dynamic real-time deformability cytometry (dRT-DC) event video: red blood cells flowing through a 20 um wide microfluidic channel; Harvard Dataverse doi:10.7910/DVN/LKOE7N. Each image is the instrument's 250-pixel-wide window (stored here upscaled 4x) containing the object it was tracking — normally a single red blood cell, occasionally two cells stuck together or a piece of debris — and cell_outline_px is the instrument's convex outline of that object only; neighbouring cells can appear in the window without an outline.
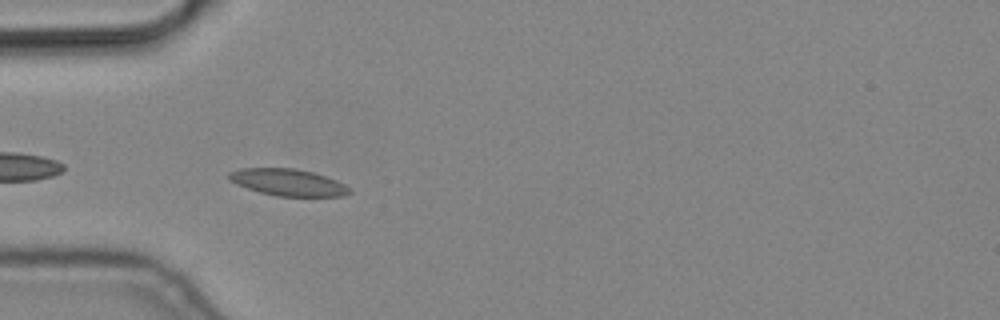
{"species": "common noctule bat (a hibernating species)", "species_latin": "Nyctalus noctula", "temperature_condition": "cold", "stored_images_in_passage": 8, "segment_of_instrument_passage": [2, 2], "camera_frame_rate_fps": 3000, "um_per_image_px": 0.085, "animal": {"sex": "male", "body_mass_g": 19.2, "forearm_length_mm": 51.8}, "frame": {"image": 1, "passage_image": 6, "time_ms": 1.667, "image_size_px": [1000, 320], "cell_outline_px": [[352, 192], [344, 196], [276, 196], [260, 192], [236, 184], [228, 180], [228, 172], [240, 168], [292, 168], [312, 172], [336, 180], [352, 188]], "centroid_in_image_um": [24.48, 15.5], "position_along_channel_um": 60.5, "area_um2": 18.84}}
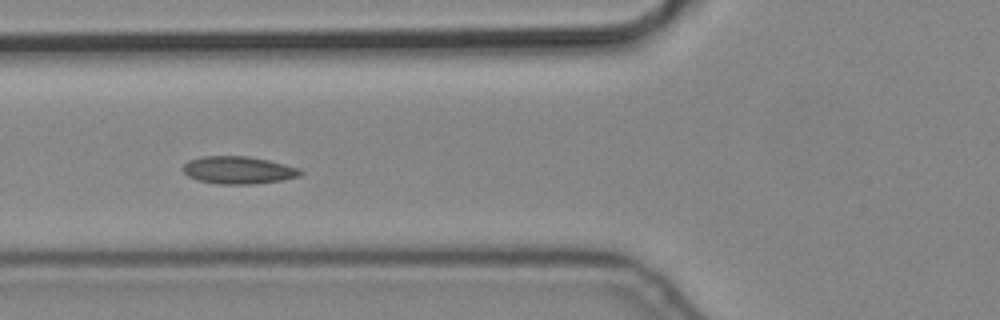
{"frame": {"image": 2, "passage_image": 7, "time_ms": 2.0, "image_size_px": [1000, 320], "cell_outline_px": [[304, 172], [300, 176], [284, 180], [252, 184], [220, 184], [196, 180], [188, 176], [184, 172], [184, 164], [188, 160], [204, 156], [248, 156], [268, 160], [300, 168]], "centroid_in_image_um": [20.29, 14.46], "position_along_channel_um": 105.5, "area_um2": 18.9}}
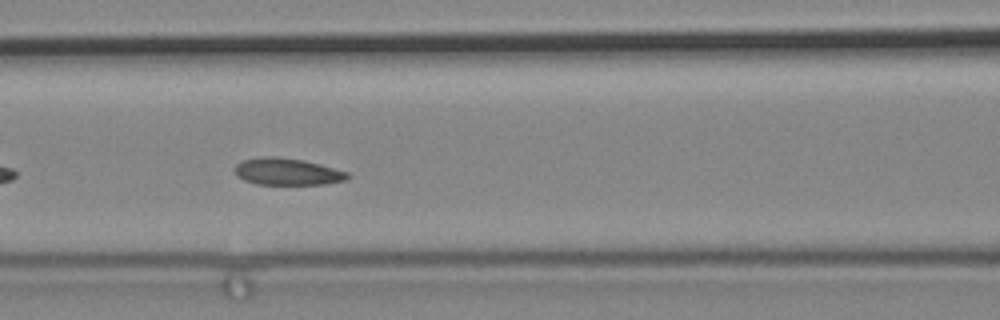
{"frame": {"image": 3, "passage_image": 8, "time_ms": 2.333, "image_size_px": [1000, 320], "cell_outline_px": [[352, 176], [348, 180], [324, 184], [256, 184], [244, 180], [236, 176], [236, 164], [244, 160], [264, 156], [272, 156], [304, 160], [320, 164], [348, 172]], "centroid_in_image_um": [24.46, 14.59], "position_along_channel_um": 142.1, "area_um2": 17.69}}